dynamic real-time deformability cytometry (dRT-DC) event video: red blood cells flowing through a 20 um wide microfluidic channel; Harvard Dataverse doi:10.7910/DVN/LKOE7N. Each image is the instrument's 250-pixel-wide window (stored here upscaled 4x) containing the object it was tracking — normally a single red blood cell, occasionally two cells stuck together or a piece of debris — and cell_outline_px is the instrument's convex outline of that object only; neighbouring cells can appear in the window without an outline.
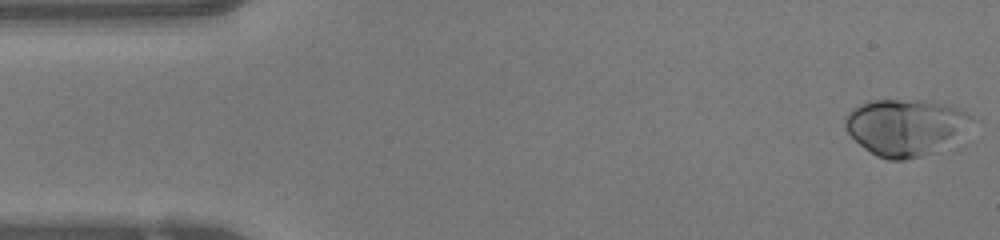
{"species": "human", "species_latin": "Homo sapiens", "temperature_condition": "warm", "stored_images_in_passage": 47, "camera_frame_rate_fps": 3000, "um_per_image_px": 0.085, "donor": {"sex": "female"}, "frame": {"image": 1, "passage_image": 1, "time_ms": 0.0, "image_size_px": [1000, 240], "cell_outline_px": [[980, 120], [972, 144], [956, 152], [904, 160], [888, 160], [876, 156], [864, 148], [844, 128], [844, 120], [848, 112], [852, 108], [860, 104], [872, 100], [932, 100], [948, 104], [960, 108], [976, 116]], "centroid_in_image_um": [77.41, 10.9], "position_along_channel_um": 7.6, "area_um2": 46.47}}
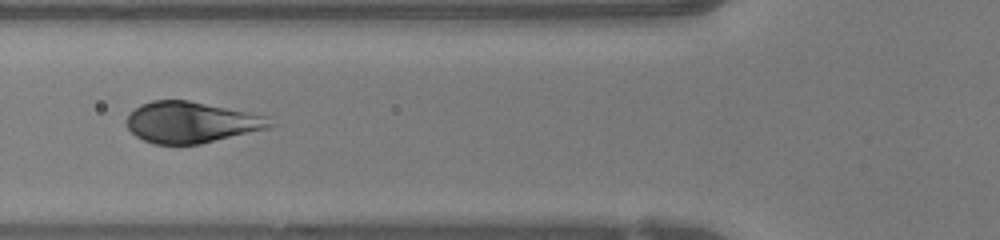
{"frame": {"image": 2, "passage_image": 17, "time_ms": 5.333, "image_size_px": [1000, 240], "cell_outline_px": [[276, 124], [268, 128], [200, 144], [156, 144], [144, 140], [136, 136], [128, 128], [124, 120], [140, 104], [152, 100], [188, 100], [268, 116]], "centroid_in_image_um": [16.25, 10.39], "position_along_channel_um": 109.5, "area_um2": 34.22}}
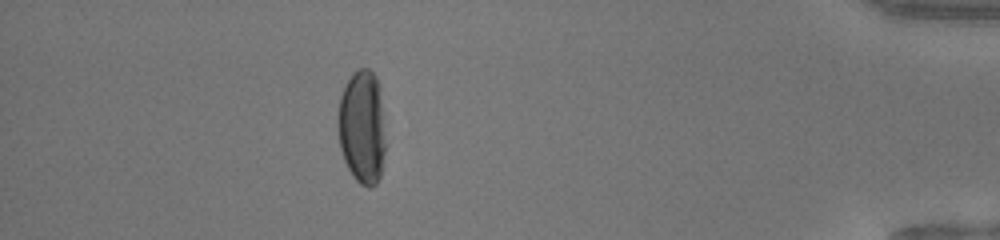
{"frame": {"image": 3, "passage_image": 42, "time_ms": 13.667, "image_size_px": [1000, 240], "cell_outline_px": [[384, 152], [380, 176], [376, 184], [368, 188], [360, 184], [352, 176], [344, 160], [340, 148], [336, 124], [336, 120], [340, 96], [352, 72], [360, 68], [368, 68], [376, 76], [380, 84], [384, 144]], "centroid_in_image_um": [30.75, 10.79], "position_along_channel_um": 404.5, "area_um2": 31.79}, "authors_computed_cell_mechanics": {"area_um2": 37.5122, "velocity_mm_per_s": 4.1967, "shape_relaxation_time_tau1_ms": 2.9578, "shape_relaxation_time_tau2_ms": null, "deformation_change_tau1": 0.2006, "deformation_change_tau2": null}}